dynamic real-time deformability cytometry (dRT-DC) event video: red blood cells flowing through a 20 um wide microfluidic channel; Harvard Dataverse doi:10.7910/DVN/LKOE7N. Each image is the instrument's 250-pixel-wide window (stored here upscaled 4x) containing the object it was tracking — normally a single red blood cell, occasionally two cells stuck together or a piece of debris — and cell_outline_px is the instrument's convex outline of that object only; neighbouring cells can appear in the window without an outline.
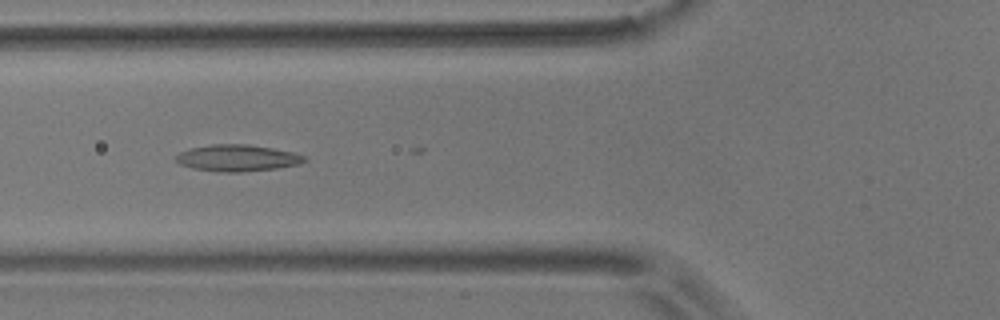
{"species": "common noctule bat (a hibernating species)", "species_latin": "Nyctalus noctula", "temperature_condition": "room temperature", "stored_images_in_passage": 6, "camera_frame_rate_fps": 3000, "um_per_image_px": 0.085, "animal": {"sex": "male", "body_mass_g": 17.9}, "frame": {"image": 1, "passage_image": 3, "time_ms": 0.667, "image_size_px": [1000, 320], "cell_outline_px": [[308, 160], [296, 164], [276, 168], [240, 172], [216, 172], [192, 168], [180, 164], [176, 160], [176, 156], [180, 152], [192, 148], [212, 144], [248, 144], [272, 148], [292, 152], [304, 156]], "centroid_in_image_um": [20.15, 13.43], "position_along_channel_um": 105.7, "area_um2": 19.71}}